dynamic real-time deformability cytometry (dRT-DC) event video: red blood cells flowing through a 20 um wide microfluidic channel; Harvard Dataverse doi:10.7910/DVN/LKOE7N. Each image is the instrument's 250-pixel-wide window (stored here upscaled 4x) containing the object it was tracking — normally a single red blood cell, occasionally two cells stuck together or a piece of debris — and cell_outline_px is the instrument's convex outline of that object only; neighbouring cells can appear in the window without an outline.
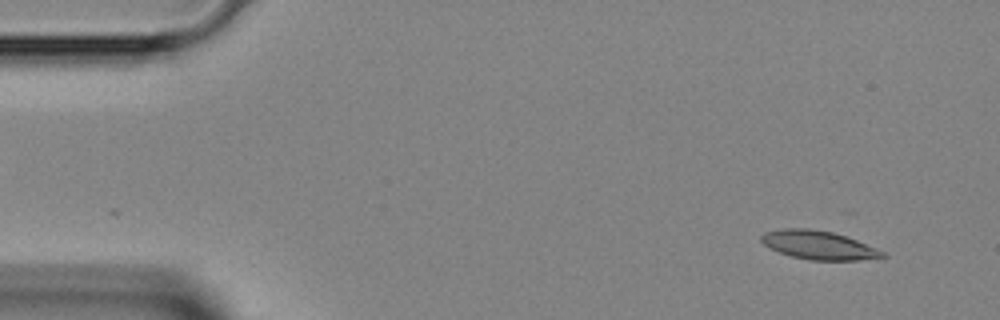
{"species": "Egyptian fruit bat (a non-hibernating species)", "species_latin": "Rousettus aegyptiacus", "temperature_condition": "room temperature", "stored_images_in_passage": 44, "segment_of_instrument_passage": [1, 2], "camera_frame_rate_fps": 3000, "um_per_image_px": 0.085, "animal": {"sex": "female"}, "frame": {"image": 1, "passage_image": 3, "time_ms": 0.667, "image_size_px": [1000, 320], "cell_outline_px": [[888, 256], [856, 260], [808, 260], [792, 256], [768, 248], [760, 240], [760, 236], [764, 232], [784, 228], [812, 228], [832, 232], [856, 240], [876, 248], [884, 252]], "centroid_in_image_um": [69.53, 20.82], "position_along_channel_um": 15.5, "area_um2": 20.11}}
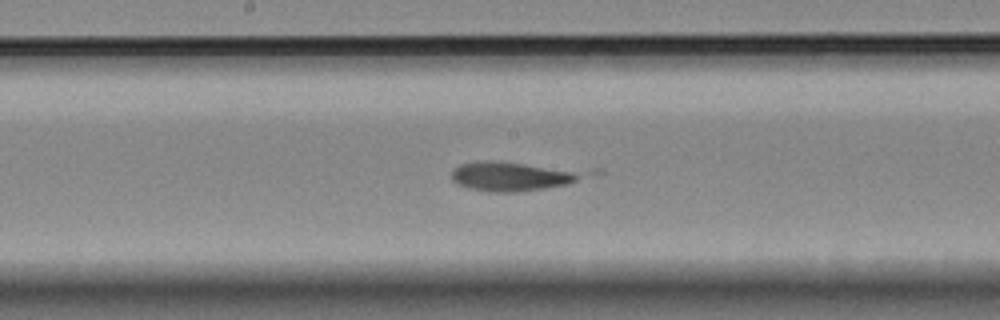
{"frame": {"image": 2, "passage_image": 22, "time_ms": 7.0, "image_size_px": [1000, 320], "cell_outline_px": [[604, 172], [568, 184], [544, 188], [516, 192], [488, 192], [468, 188], [456, 184], [452, 180], [452, 168], [460, 164], [476, 160], [496, 160], [600, 168]], "centroid_in_image_um": [43.94, 14.91], "position_along_channel_um": 204.3, "area_um2": 25.09}}
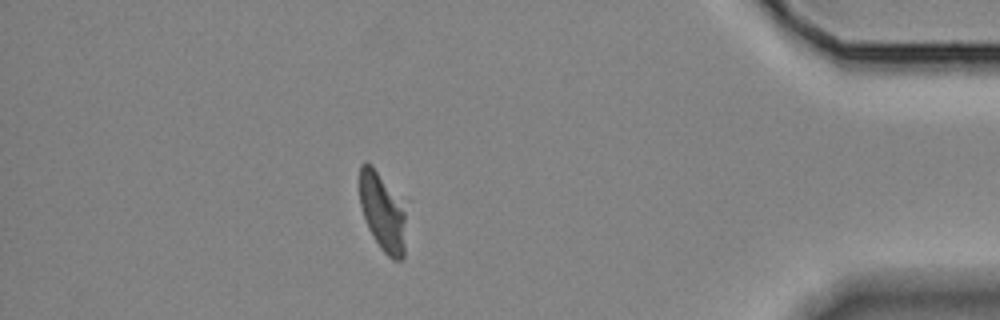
{"frame": {"image": 3, "passage_image": 38, "time_ms": 12.333, "image_size_px": [1000, 320], "cell_outline_px": [[404, 256], [400, 260], [392, 260], [380, 248], [368, 228], [360, 204], [360, 164], [364, 160], [372, 164], [404, 212]], "centroid_in_image_um": [32.45, 18.06], "position_along_channel_um": 402.7, "area_um2": 20.11}}